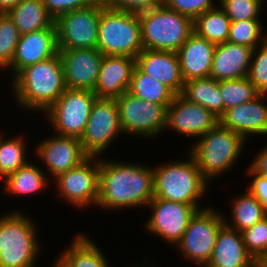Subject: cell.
<instances>
[{
  "mask_svg": "<svg viewBox=\"0 0 267 267\" xmlns=\"http://www.w3.org/2000/svg\"><path fill=\"white\" fill-rule=\"evenodd\" d=\"M152 198V167L100 158L97 207L107 211L141 208Z\"/></svg>",
  "mask_w": 267,
  "mask_h": 267,
  "instance_id": "obj_1",
  "label": "cell"
},
{
  "mask_svg": "<svg viewBox=\"0 0 267 267\" xmlns=\"http://www.w3.org/2000/svg\"><path fill=\"white\" fill-rule=\"evenodd\" d=\"M19 108L45 113L67 89L59 54L23 68L11 79Z\"/></svg>",
  "mask_w": 267,
  "mask_h": 267,
  "instance_id": "obj_2",
  "label": "cell"
},
{
  "mask_svg": "<svg viewBox=\"0 0 267 267\" xmlns=\"http://www.w3.org/2000/svg\"><path fill=\"white\" fill-rule=\"evenodd\" d=\"M186 154V160H172L152 168L153 197L194 205L201 210L208 207H202L200 199L205 198L209 182L202 176L192 155L188 151Z\"/></svg>",
  "mask_w": 267,
  "mask_h": 267,
  "instance_id": "obj_3",
  "label": "cell"
},
{
  "mask_svg": "<svg viewBox=\"0 0 267 267\" xmlns=\"http://www.w3.org/2000/svg\"><path fill=\"white\" fill-rule=\"evenodd\" d=\"M245 139L218 124L190 145L188 152L196 161L202 176L212 182L215 177L229 172L245 149ZM229 170V171H228Z\"/></svg>",
  "mask_w": 267,
  "mask_h": 267,
  "instance_id": "obj_4",
  "label": "cell"
},
{
  "mask_svg": "<svg viewBox=\"0 0 267 267\" xmlns=\"http://www.w3.org/2000/svg\"><path fill=\"white\" fill-rule=\"evenodd\" d=\"M37 232L36 223L21 210L3 214L0 217V267H36L41 248Z\"/></svg>",
  "mask_w": 267,
  "mask_h": 267,
  "instance_id": "obj_5",
  "label": "cell"
},
{
  "mask_svg": "<svg viewBox=\"0 0 267 267\" xmlns=\"http://www.w3.org/2000/svg\"><path fill=\"white\" fill-rule=\"evenodd\" d=\"M143 49L177 52L193 32V20L163 4L138 13Z\"/></svg>",
  "mask_w": 267,
  "mask_h": 267,
  "instance_id": "obj_6",
  "label": "cell"
},
{
  "mask_svg": "<svg viewBox=\"0 0 267 267\" xmlns=\"http://www.w3.org/2000/svg\"><path fill=\"white\" fill-rule=\"evenodd\" d=\"M97 49L103 55L136 58L143 50L138 13L106 6L100 13Z\"/></svg>",
  "mask_w": 267,
  "mask_h": 267,
  "instance_id": "obj_7",
  "label": "cell"
},
{
  "mask_svg": "<svg viewBox=\"0 0 267 267\" xmlns=\"http://www.w3.org/2000/svg\"><path fill=\"white\" fill-rule=\"evenodd\" d=\"M221 211L210 206L198 210L190 219L180 241L175 245L185 260L197 267H205L209 262L220 228L225 224Z\"/></svg>",
  "mask_w": 267,
  "mask_h": 267,
  "instance_id": "obj_8",
  "label": "cell"
},
{
  "mask_svg": "<svg viewBox=\"0 0 267 267\" xmlns=\"http://www.w3.org/2000/svg\"><path fill=\"white\" fill-rule=\"evenodd\" d=\"M98 97L91 90L66 89L45 112L54 134L81 138Z\"/></svg>",
  "mask_w": 267,
  "mask_h": 267,
  "instance_id": "obj_9",
  "label": "cell"
},
{
  "mask_svg": "<svg viewBox=\"0 0 267 267\" xmlns=\"http://www.w3.org/2000/svg\"><path fill=\"white\" fill-rule=\"evenodd\" d=\"M106 7L103 0L73 10L55 20L58 49L97 48L100 13Z\"/></svg>",
  "mask_w": 267,
  "mask_h": 267,
  "instance_id": "obj_10",
  "label": "cell"
},
{
  "mask_svg": "<svg viewBox=\"0 0 267 267\" xmlns=\"http://www.w3.org/2000/svg\"><path fill=\"white\" fill-rule=\"evenodd\" d=\"M116 102L123 134L150 139L165 130L169 105L144 101L128 91Z\"/></svg>",
  "mask_w": 267,
  "mask_h": 267,
  "instance_id": "obj_11",
  "label": "cell"
},
{
  "mask_svg": "<svg viewBox=\"0 0 267 267\" xmlns=\"http://www.w3.org/2000/svg\"><path fill=\"white\" fill-rule=\"evenodd\" d=\"M122 134L116 99L97 98L80 138L85 153L89 157H102L115 138H121Z\"/></svg>",
  "mask_w": 267,
  "mask_h": 267,
  "instance_id": "obj_12",
  "label": "cell"
},
{
  "mask_svg": "<svg viewBox=\"0 0 267 267\" xmlns=\"http://www.w3.org/2000/svg\"><path fill=\"white\" fill-rule=\"evenodd\" d=\"M100 157H89L79 166L59 174L54 180L57 193L74 208L96 206L99 195Z\"/></svg>",
  "mask_w": 267,
  "mask_h": 267,
  "instance_id": "obj_13",
  "label": "cell"
},
{
  "mask_svg": "<svg viewBox=\"0 0 267 267\" xmlns=\"http://www.w3.org/2000/svg\"><path fill=\"white\" fill-rule=\"evenodd\" d=\"M151 216L145 230L175 246L184 234L192 216L199 210L194 205L153 197L147 205ZM166 240V241H165Z\"/></svg>",
  "mask_w": 267,
  "mask_h": 267,
  "instance_id": "obj_14",
  "label": "cell"
},
{
  "mask_svg": "<svg viewBox=\"0 0 267 267\" xmlns=\"http://www.w3.org/2000/svg\"><path fill=\"white\" fill-rule=\"evenodd\" d=\"M219 124V118L210 110L191 102L181 94L175 95L167 107L166 129L176 134L199 138Z\"/></svg>",
  "mask_w": 267,
  "mask_h": 267,
  "instance_id": "obj_15",
  "label": "cell"
},
{
  "mask_svg": "<svg viewBox=\"0 0 267 267\" xmlns=\"http://www.w3.org/2000/svg\"><path fill=\"white\" fill-rule=\"evenodd\" d=\"M54 135L40 141L34 151L43 162V167L46 166L44 169L47 170L49 178L52 177L51 179L79 166L89 158L79 138Z\"/></svg>",
  "mask_w": 267,
  "mask_h": 267,
  "instance_id": "obj_16",
  "label": "cell"
},
{
  "mask_svg": "<svg viewBox=\"0 0 267 267\" xmlns=\"http://www.w3.org/2000/svg\"><path fill=\"white\" fill-rule=\"evenodd\" d=\"M66 88L94 91L103 54L97 48L58 49Z\"/></svg>",
  "mask_w": 267,
  "mask_h": 267,
  "instance_id": "obj_17",
  "label": "cell"
},
{
  "mask_svg": "<svg viewBox=\"0 0 267 267\" xmlns=\"http://www.w3.org/2000/svg\"><path fill=\"white\" fill-rule=\"evenodd\" d=\"M265 99V100H264ZM266 102V103H265ZM267 101L264 94L243 104L231 107L219 117V124L241 135H267Z\"/></svg>",
  "mask_w": 267,
  "mask_h": 267,
  "instance_id": "obj_18",
  "label": "cell"
},
{
  "mask_svg": "<svg viewBox=\"0 0 267 267\" xmlns=\"http://www.w3.org/2000/svg\"><path fill=\"white\" fill-rule=\"evenodd\" d=\"M58 53L56 28H47L20 36L15 54L8 68L14 77L25 67L49 59Z\"/></svg>",
  "mask_w": 267,
  "mask_h": 267,
  "instance_id": "obj_19",
  "label": "cell"
},
{
  "mask_svg": "<svg viewBox=\"0 0 267 267\" xmlns=\"http://www.w3.org/2000/svg\"><path fill=\"white\" fill-rule=\"evenodd\" d=\"M135 67L130 56L103 55L94 93L98 98L116 99L128 91Z\"/></svg>",
  "mask_w": 267,
  "mask_h": 267,
  "instance_id": "obj_20",
  "label": "cell"
},
{
  "mask_svg": "<svg viewBox=\"0 0 267 267\" xmlns=\"http://www.w3.org/2000/svg\"><path fill=\"white\" fill-rule=\"evenodd\" d=\"M135 65L175 95L182 93L184 80L177 52L143 49L135 58Z\"/></svg>",
  "mask_w": 267,
  "mask_h": 267,
  "instance_id": "obj_21",
  "label": "cell"
},
{
  "mask_svg": "<svg viewBox=\"0 0 267 267\" xmlns=\"http://www.w3.org/2000/svg\"><path fill=\"white\" fill-rule=\"evenodd\" d=\"M215 44L194 31L177 51L181 75L184 82L196 78L210 77Z\"/></svg>",
  "mask_w": 267,
  "mask_h": 267,
  "instance_id": "obj_22",
  "label": "cell"
},
{
  "mask_svg": "<svg viewBox=\"0 0 267 267\" xmlns=\"http://www.w3.org/2000/svg\"><path fill=\"white\" fill-rule=\"evenodd\" d=\"M253 50L245 45L230 42L217 44L210 77L217 81L247 77Z\"/></svg>",
  "mask_w": 267,
  "mask_h": 267,
  "instance_id": "obj_23",
  "label": "cell"
},
{
  "mask_svg": "<svg viewBox=\"0 0 267 267\" xmlns=\"http://www.w3.org/2000/svg\"><path fill=\"white\" fill-rule=\"evenodd\" d=\"M205 267H255V259L245 248L242 234L224 224Z\"/></svg>",
  "mask_w": 267,
  "mask_h": 267,
  "instance_id": "obj_24",
  "label": "cell"
},
{
  "mask_svg": "<svg viewBox=\"0 0 267 267\" xmlns=\"http://www.w3.org/2000/svg\"><path fill=\"white\" fill-rule=\"evenodd\" d=\"M98 246L89 235L77 233L55 263L59 267H112Z\"/></svg>",
  "mask_w": 267,
  "mask_h": 267,
  "instance_id": "obj_25",
  "label": "cell"
},
{
  "mask_svg": "<svg viewBox=\"0 0 267 267\" xmlns=\"http://www.w3.org/2000/svg\"><path fill=\"white\" fill-rule=\"evenodd\" d=\"M50 179L40 166L28 161L3 179L4 190L10 196H33L32 194L37 195L38 192L45 191L43 189L50 185Z\"/></svg>",
  "mask_w": 267,
  "mask_h": 267,
  "instance_id": "obj_26",
  "label": "cell"
},
{
  "mask_svg": "<svg viewBox=\"0 0 267 267\" xmlns=\"http://www.w3.org/2000/svg\"><path fill=\"white\" fill-rule=\"evenodd\" d=\"M20 34L56 28L42 0H22L8 13Z\"/></svg>",
  "mask_w": 267,
  "mask_h": 267,
  "instance_id": "obj_27",
  "label": "cell"
},
{
  "mask_svg": "<svg viewBox=\"0 0 267 267\" xmlns=\"http://www.w3.org/2000/svg\"><path fill=\"white\" fill-rule=\"evenodd\" d=\"M181 95L213 112L218 118L223 114V100L219 81L211 78H196L184 82Z\"/></svg>",
  "mask_w": 267,
  "mask_h": 267,
  "instance_id": "obj_28",
  "label": "cell"
},
{
  "mask_svg": "<svg viewBox=\"0 0 267 267\" xmlns=\"http://www.w3.org/2000/svg\"><path fill=\"white\" fill-rule=\"evenodd\" d=\"M233 199L230 212L232 222L224 217V223L228 227L241 233L267 216V212L262 208L260 201L248 190Z\"/></svg>",
  "mask_w": 267,
  "mask_h": 267,
  "instance_id": "obj_29",
  "label": "cell"
},
{
  "mask_svg": "<svg viewBox=\"0 0 267 267\" xmlns=\"http://www.w3.org/2000/svg\"><path fill=\"white\" fill-rule=\"evenodd\" d=\"M230 24V18L220 5H217L193 20V31L217 45L228 42Z\"/></svg>",
  "mask_w": 267,
  "mask_h": 267,
  "instance_id": "obj_30",
  "label": "cell"
},
{
  "mask_svg": "<svg viewBox=\"0 0 267 267\" xmlns=\"http://www.w3.org/2000/svg\"><path fill=\"white\" fill-rule=\"evenodd\" d=\"M128 92L144 101L170 105L175 94L164 84L143 73L136 65Z\"/></svg>",
  "mask_w": 267,
  "mask_h": 267,
  "instance_id": "obj_31",
  "label": "cell"
},
{
  "mask_svg": "<svg viewBox=\"0 0 267 267\" xmlns=\"http://www.w3.org/2000/svg\"><path fill=\"white\" fill-rule=\"evenodd\" d=\"M24 140L23 136L6 138L0 131V176L3 179L29 161L26 157L28 144Z\"/></svg>",
  "mask_w": 267,
  "mask_h": 267,
  "instance_id": "obj_32",
  "label": "cell"
},
{
  "mask_svg": "<svg viewBox=\"0 0 267 267\" xmlns=\"http://www.w3.org/2000/svg\"><path fill=\"white\" fill-rule=\"evenodd\" d=\"M219 90L223 100V113L231 107L253 100L260 94L247 77L221 80Z\"/></svg>",
  "mask_w": 267,
  "mask_h": 267,
  "instance_id": "obj_33",
  "label": "cell"
},
{
  "mask_svg": "<svg viewBox=\"0 0 267 267\" xmlns=\"http://www.w3.org/2000/svg\"><path fill=\"white\" fill-rule=\"evenodd\" d=\"M262 25L261 20L231 21L228 42L255 49L267 40V31H263Z\"/></svg>",
  "mask_w": 267,
  "mask_h": 267,
  "instance_id": "obj_34",
  "label": "cell"
},
{
  "mask_svg": "<svg viewBox=\"0 0 267 267\" xmlns=\"http://www.w3.org/2000/svg\"><path fill=\"white\" fill-rule=\"evenodd\" d=\"M20 36L9 15L0 14V71H4L11 64Z\"/></svg>",
  "mask_w": 267,
  "mask_h": 267,
  "instance_id": "obj_35",
  "label": "cell"
},
{
  "mask_svg": "<svg viewBox=\"0 0 267 267\" xmlns=\"http://www.w3.org/2000/svg\"><path fill=\"white\" fill-rule=\"evenodd\" d=\"M219 1V2H218ZM264 0H217L231 21L259 19Z\"/></svg>",
  "mask_w": 267,
  "mask_h": 267,
  "instance_id": "obj_36",
  "label": "cell"
},
{
  "mask_svg": "<svg viewBox=\"0 0 267 267\" xmlns=\"http://www.w3.org/2000/svg\"><path fill=\"white\" fill-rule=\"evenodd\" d=\"M247 78L260 94L267 91V40L253 50Z\"/></svg>",
  "mask_w": 267,
  "mask_h": 267,
  "instance_id": "obj_37",
  "label": "cell"
},
{
  "mask_svg": "<svg viewBox=\"0 0 267 267\" xmlns=\"http://www.w3.org/2000/svg\"><path fill=\"white\" fill-rule=\"evenodd\" d=\"M241 234L245 248L254 259L267 253V216Z\"/></svg>",
  "mask_w": 267,
  "mask_h": 267,
  "instance_id": "obj_38",
  "label": "cell"
},
{
  "mask_svg": "<svg viewBox=\"0 0 267 267\" xmlns=\"http://www.w3.org/2000/svg\"><path fill=\"white\" fill-rule=\"evenodd\" d=\"M215 0H163V5L194 20L200 14L217 7ZM214 2V3H213Z\"/></svg>",
  "mask_w": 267,
  "mask_h": 267,
  "instance_id": "obj_39",
  "label": "cell"
},
{
  "mask_svg": "<svg viewBox=\"0 0 267 267\" xmlns=\"http://www.w3.org/2000/svg\"><path fill=\"white\" fill-rule=\"evenodd\" d=\"M48 14L56 20L59 16L73 10L85 8L96 0H42Z\"/></svg>",
  "mask_w": 267,
  "mask_h": 267,
  "instance_id": "obj_40",
  "label": "cell"
},
{
  "mask_svg": "<svg viewBox=\"0 0 267 267\" xmlns=\"http://www.w3.org/2000/svg\"><path fill=\"white\" fill-rule=\"evenodd\" d=\"M109 8L140 13L162 5L163 0H103Z\"/></svg>",
  "mask_w": 267,
  "mask_h": 267,
  "instance_id": "obj_41",
  "label": "cell"
},
{
  "mask_svg": "<svg viewBox=\"0 0 267 267\" xmlns=\"http://www.w3.org/2000/svg\"><path fill=\"white\" fill-rule=\"evenodd\" d=\"M247 175L253 177L249 187L246 189L260 201L262 208L267 212V178L254 174L248 167Z\"/></svg>",
  "mask_w": 267,
  "mask_h": 267,
  "instance_id": "obj_42",
  "label": "cell"
},
{
  "mask_svg": "<svg viewBox=\"0 0 267 267\" xmlns=\"http://www.w3.org/2000/svg\"><path fill=\"white\" fill-rule=\"evenodd\" d=\"M249 166L254 174L267 178V145L257 153Z\"/></svg>",
  "mask_w": 267,
  "mask_h": 267,
  "instance_id": "obj_43",
  "label": "cell"
},
{
  "mask_svg": "<svg viewBox=\"0 0 267 267\" xmlns=\"http://www.w3.org/2000/svg\"><path fill=\"white\" fill-rule=\"evenodd\" d=\"M22 0H0V14L8 13Z\"/></svg>",
  "mask_w": 267,
  "mask_h": 267,
  "instance_id": "obj_44",
  "label": "cell"
},
{
  "mask_svg": "<svg viewBox=\"0 0 267 267\" xmlns=\"http://www.w3.org/2000/svg\"><path fill=\"white\" fill-rule=\"evenodd\" d=\"M255 267H267V253L262 254L255 259Z\"/></svg>",
  "mask_w": 267,
  "mask_h": 267,
  "instance_id": "obj_45",
  "label": "cell"
},
{
  "mask_svg": "<svg viewBox=\"0 0 267 267\" xmlns=\"http://www.w3.org/2000/svg\"><path fill=\"white\" fill-rule=\"evenodd\" d=\"M264 96H265V98H266V100H267V91L264 93Z\"/></svg>",
  "mask_w": 267,
  "mask_h": 267,
  "instance_id": "obj_46",
  "label": "cell"
},
{
  "mask_svg": "<svg viewBox=\"0 0 267 267\" xmlns=\"http://www.w3.org/2000/svg\"><path fill=\"white\" fill-rule=\"evenodd\" d=\"M52 267H59V266L56 263H54Z\"/></svg>",
  "mask_w": 267,
  "mask_h": 267,
  "instance_id": "obj_47",
  "label": "cell"
}]
</instances>
